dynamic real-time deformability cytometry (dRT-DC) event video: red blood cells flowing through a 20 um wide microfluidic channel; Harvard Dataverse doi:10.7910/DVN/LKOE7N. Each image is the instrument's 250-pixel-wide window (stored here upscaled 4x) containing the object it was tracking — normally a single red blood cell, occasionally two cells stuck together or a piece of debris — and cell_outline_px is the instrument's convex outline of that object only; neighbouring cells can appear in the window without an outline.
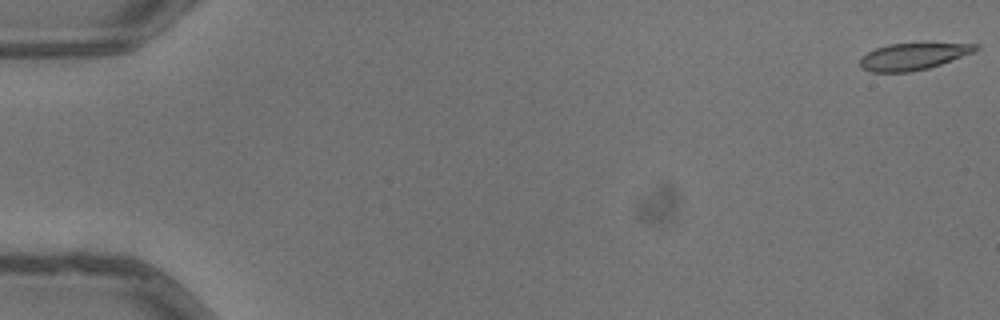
{"species": "common noctule bat (a hibernating species)", "species_latin": "Nyctalus noctula", "temperature_condition": "warm", "stored_images_in_passage": 5, "camera_frame_rate_fps": 3000, "um_per_image_px": 0.085, "animal": {"sex": "male", "body_mass_g": 13.3}, "frame": {"image": 1, "passage_image": 1, "time_ms": 0.0, "image_size_px": [1000, 320], "cell_outline_px": [[980, 48], [976, 52], [928, 68], [908, 72], [872, 72], [864, 68], [860, 64], [860, 56], [876, 48], [888, 44], [980, 44]], "centroid_in_image_um": [77.63, 4.8], "position_along_channel_um": 7.4, "area_um2": 17.8}}
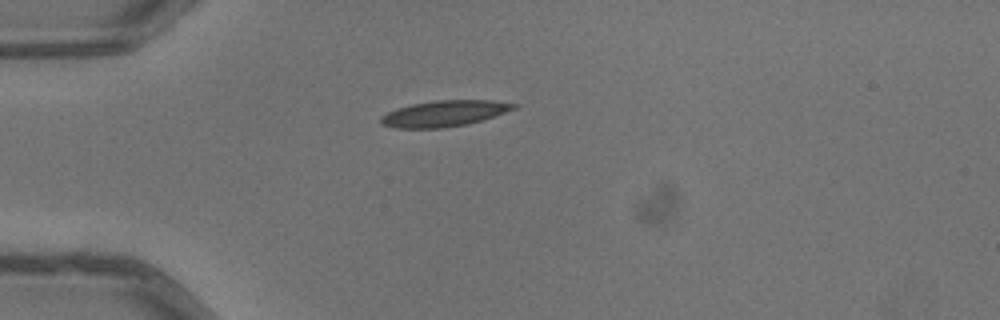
{"frame": {"image": 2, "passage_image": 4, "time_ms": 1.0, "image_size_px": [1000, 320], "cell_outline_px": [[520, 104], [516, 108], [484, 120], [468, 124], [440, 128], [392, 128], [380, 124], [380, 116], [396, 108], [412, 104], [436, 100], [492, 100]], "centroid_in_image_um": [37.76, 9.65], "position_along_channel_um": 47.2, "area_um2": 20.35}}